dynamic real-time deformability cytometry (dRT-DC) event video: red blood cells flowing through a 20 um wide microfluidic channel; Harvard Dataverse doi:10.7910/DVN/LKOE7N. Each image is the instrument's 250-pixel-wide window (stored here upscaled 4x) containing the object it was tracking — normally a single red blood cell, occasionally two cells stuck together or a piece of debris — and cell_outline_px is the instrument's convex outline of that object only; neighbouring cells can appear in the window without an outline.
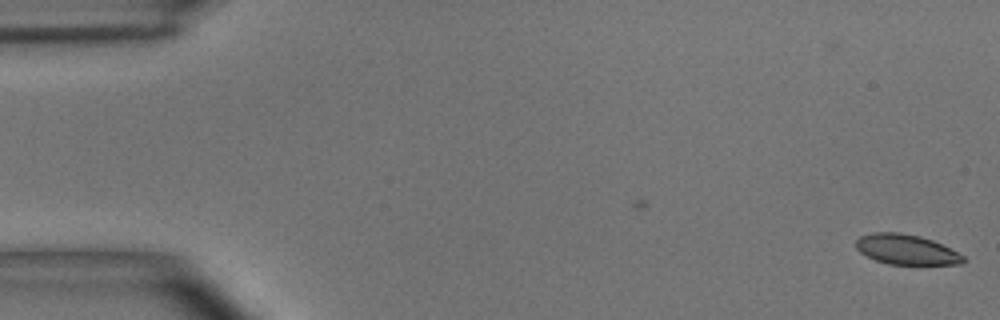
{"species": "common noctule bat (a hibernating species)", "species_latin": "Nyctalus noctula", "temperature_condition": "room temperature", "stored_images_in_passage": 3, "camera_frame_rate_fps": 3000, "um_per_image_px": 0.085, "animal": {"sex": "male", "body_mass_g": 15.6}, "frame": {"image": 1, "passage_image": 3, "time_ms": 0.667, "image_size_px": [1000, 320], "cell_outline_px": [[964, 260], [960, 264], [888, 264], [876, 260], [860, 252], [856, 248], [856, 240], [860, 236], [872, 232], [900, 232], [920, 236], [932, 240], [964, 256]], "centroid_in_image_um": [76.98, 21.19], "position_along_channel_um": 8.0, "area_um2": 18.55}}